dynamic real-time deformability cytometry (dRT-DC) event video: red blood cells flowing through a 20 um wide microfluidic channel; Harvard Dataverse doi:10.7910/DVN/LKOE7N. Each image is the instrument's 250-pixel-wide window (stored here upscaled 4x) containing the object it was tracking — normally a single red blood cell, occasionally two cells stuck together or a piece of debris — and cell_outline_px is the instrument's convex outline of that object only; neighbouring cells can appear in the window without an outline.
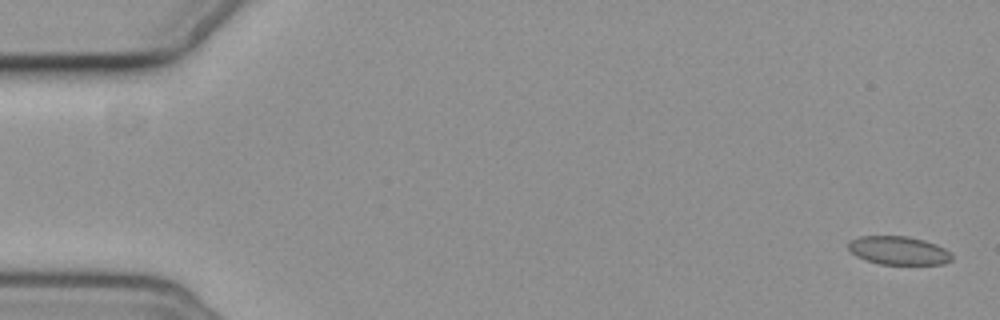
{"species": "common noctule bat (a hibernating species)", "species_latin": "Nyctalus noctula", "temperature_condition": "cold", "stored_images_in_passage": 4, "camera_frame_rate_fps": 3000, "um_per_image_px": 0.085, "animal": {"sex": "female", "body_mass_g": 19.3, "forearm_length_mm": 54.1}, "frame": {"image": 1, "passage_image": 1, "time_ms": 0.0, "image_size_px": [1000, 320], "cell_outline_px": [[952, 260], [944, 264], [880, 264], [856, 256], [848, 248], [848, 240], [860, 236], [908, 236], [924, 240], [936, 244], [952, 252]], "centroid_in_image_um": [76.39, 21.28], "position_along_channel_um": 8.6, "area_um2": 17.22}}